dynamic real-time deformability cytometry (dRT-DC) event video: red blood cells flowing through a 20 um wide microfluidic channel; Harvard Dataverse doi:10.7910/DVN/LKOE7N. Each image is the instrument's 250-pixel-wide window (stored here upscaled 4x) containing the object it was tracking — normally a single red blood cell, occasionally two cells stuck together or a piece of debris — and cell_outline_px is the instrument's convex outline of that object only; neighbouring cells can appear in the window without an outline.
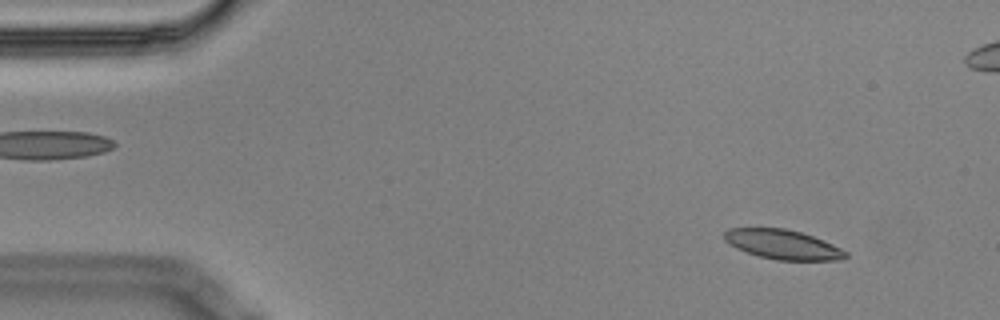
{"species": "Egyptian fruit bat (a non-hibernating species)", "species_latin": "Rousettus aegyptiacus", "temperature_condition": "cold", "stored_images_in_passage": 4, "camera_frame_rate_fps": 3000, "um_per_image_px": 0.085, "animal": {"sex": "male"}, "frame": {"image": 1, "passage_image": 1, "time_ms": 0.0, "image_size_px": [1000, 320], "cell_outline_px": [[848, 256], [844, 260], [776, 260], [760, 256], [736, 248], [728, 244], [724, 240], [724, 232], [728, 228], [784, 228], [800, 232], [812, 236], [832, 244], [848, 252]], "centroid_in_image_um": [66.53, 20.78], "position_along_channel_um": 18.5, "area_um2": 20.81}}